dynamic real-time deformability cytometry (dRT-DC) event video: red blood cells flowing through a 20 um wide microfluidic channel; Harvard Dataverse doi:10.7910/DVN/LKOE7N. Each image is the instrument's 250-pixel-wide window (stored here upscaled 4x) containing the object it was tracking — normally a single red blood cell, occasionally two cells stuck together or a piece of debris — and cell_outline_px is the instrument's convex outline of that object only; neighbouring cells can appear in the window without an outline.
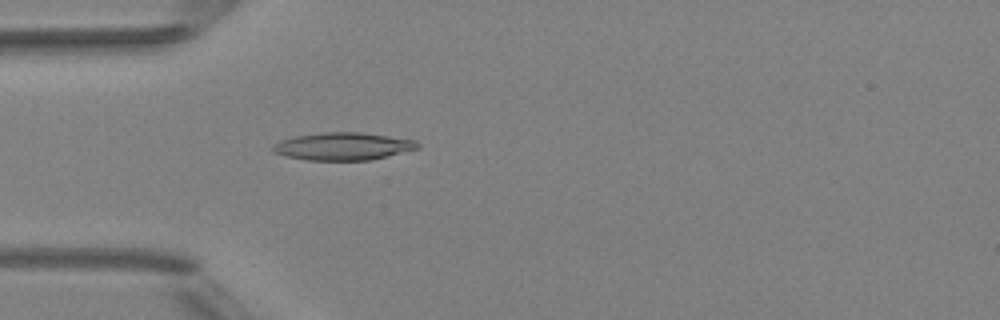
{"species": "Egyptian fruit bat (a non-hibernating species)", "species_latin": "Rousettus aegyptiacus", "temperature_condition": "room temperature", "stored_images_in_passage": 4, "camera_frame_rate_fps": 3000, "um_per_image_px": 0.085, "animal": {"sex": "female"}, "frame": {"image": 1, "passage_image": 4, "time_ms": 3.667, "image_size_px": [1000, 320], "cell_outline_px": [[420, 148], [372, 160], [308, 160], [288, 156], [276, 152], [272, 148], [280, 140], [292, 136], [324, 132], [360, 132], [416, 140], [420, 144]], "centroid_in_image_um": [29.21, 12.43], "position_along_channel_um": 55.8, "area_um2": 23.18}}